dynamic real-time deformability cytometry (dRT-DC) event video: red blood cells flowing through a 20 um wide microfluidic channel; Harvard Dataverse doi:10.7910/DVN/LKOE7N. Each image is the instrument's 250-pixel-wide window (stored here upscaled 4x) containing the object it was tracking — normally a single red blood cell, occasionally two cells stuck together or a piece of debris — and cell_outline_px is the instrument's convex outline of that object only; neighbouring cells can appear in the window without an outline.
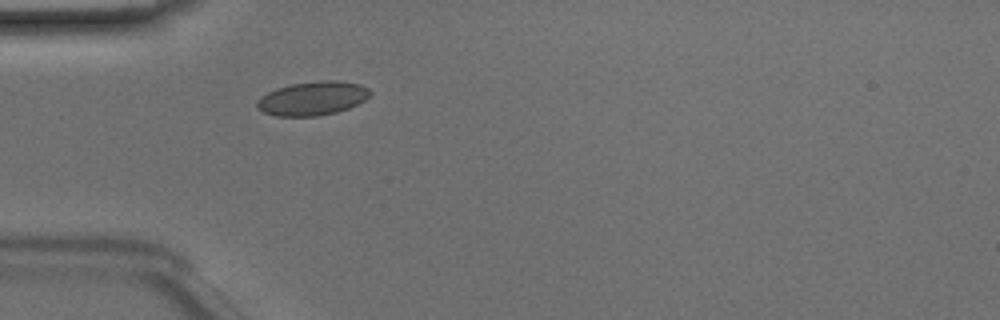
{"species": "Egyptian fruit bat (a non-hibernating species)", "species_latin": "Rousettus aegyptiacus", "temperature_condition": "room temperature", "stored_images_in_passage": 35, "camera_frame_rate_fps": 3000, "um_per_image_px": 0.085, "animal": {"sex": "male"}, "frame": {"image": 1, "passage_image": 1, "time_ms": 0.0, "image_size_px": [1000, 320], "cell_outline_px": [[372, 92], [364, 100], [348, 108], [336, 112], [316, 116], [276, 116], [264, 112], [256, 108], [256, 104], [260, 96], [276, 88], [292, 84], [320, 80], [336, 80], [360, 84], [368, 88]], "centroid_in_image_um": [26.55, 8.36], "position_along_channel_um": 58.5, "area_um2": 22.25}}
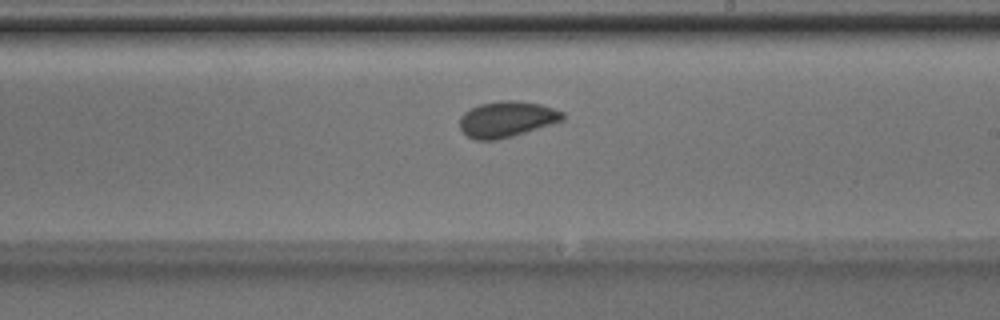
{"frame": {"image": 2, "passage_image": 15, "time_ms": 4.667, "image_size_px": [1000, 320], "cell_outline_px": [[564, 120], [512, 136], [496, 140], [476, 140], [468, 136], [460, 128], [460, 116], [464, 112], [480, 104], [500, 100], [516, 100], [540, 104], [564, 112]], "centroid_in_image_um": [43.07, 10.12], "position_along_channel_um": 245.9, "area_um2": 21.39}}
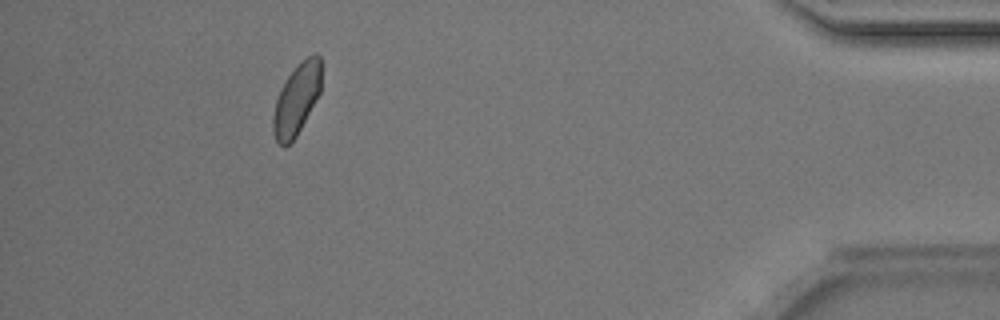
{"frame": {"image": 3, "passage_image": 31, "time_ms": 10.0, "image_size_px": [1000, 320], "cell_outline_px": [[320, 92], [296, 136], [284, 148], [276, 140], [272, 132], [272, 116], [276, 100], [280, 88], [288, 76], [308, 56], [316, 52], [320, 56]], "centroid_in_image_um": [25.18, 8.47], "position_along_channel_um": 410.0, "area_um2": 19.54}, "authors_computed_cell_mechanics": {"area_um2": 20.808, "velocity_mm_per_s": 4.1158, "shape_relaxation_time_tau1_ms": 2.9823, "shape_relaxation_time_tau2_ms": 0.9083, "deformation_change_tau1": 0.0554, "deformation_change_tau2": 0.0394}}